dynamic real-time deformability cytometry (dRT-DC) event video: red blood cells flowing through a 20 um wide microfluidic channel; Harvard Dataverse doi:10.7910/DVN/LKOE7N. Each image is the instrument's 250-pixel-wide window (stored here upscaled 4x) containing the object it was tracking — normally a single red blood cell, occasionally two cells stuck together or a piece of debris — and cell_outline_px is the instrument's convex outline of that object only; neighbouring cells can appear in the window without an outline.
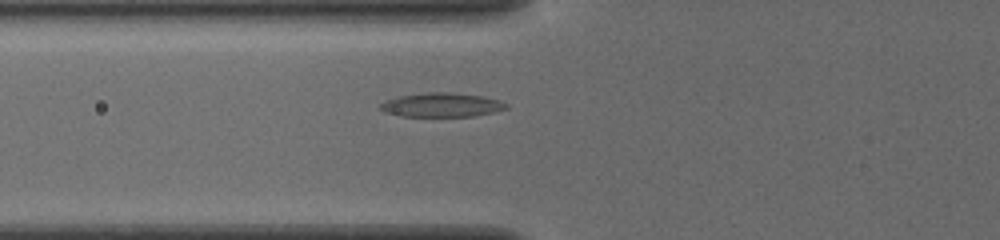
{"species": "common noctule bat (a hibernating species)", "species_latin": "Nyctalus noctula", "temperature_condition": "cold", "stored_images_in_passage": 35, "camera_frame_rate_fps": 3000, "um_per_image_px": 0.085, "animal": {"sex": "female", "body_mass_g": 19.5, "forearm_length_mm": 54.1}, "frame": {"image": 1, "passage_image": 3, "time_ms": 0.667, "image_size_px": [1000, 240], "cell_outline_px": [[508, 108], [492, 112], [472, 116], [400, 116], [384, 112], [380, 108], [380, 104], [388, 100], [400, 96], [424, 92], [448, 92], [480, 96], [500, 100], [508, 104]], "centroid_in_image_um": [37.54, 8.92], "position_along_channel_um": 88.3, "area_um2": 17.46}}
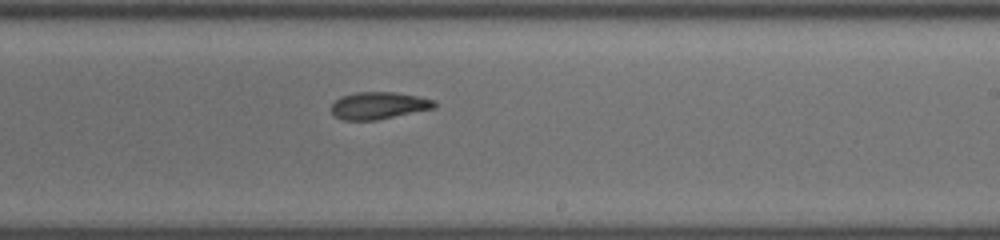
{"frame": {"image": 2, "passage_image": 16, "time_ms": 5.0, "image_size_px": [1000, 240], "cell_outline_px": [[436, 108], [376, 120], [344, 120], [336, 116], [332, 112], [332, 104], [340, 96], [356, 92], [392, 92], [416, 96], [436, 100]], "centroid_in_image_um": [32.2, 8.97], "position_along_channel_um": 256.8, "area_um2": 16.24}}
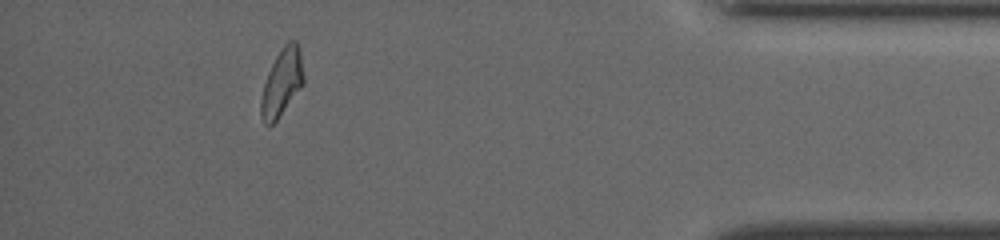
{"frame": {"image": 3, "passage_image": 31, "time_ms": 10.0, "image_size_px": [1000, 240], "cell_outline_px": [[304, 84], [276, 120], [268, 128], [264, 124], [260, 116], [260, 100], [264, 84], [268, 72], [280, 48], [288, 40], [296, 40], [300, 48], [304, 76]], "centroid_in_image_um": [23.96, 7.0], "position_along_channel_um": 411.2, "area_um2": 16.88}, "authors_computed_cell_mechanics": {"area_um2": 16.8776, "velocity_mm_per_s": 3.8891, "shape_relaxation_time_tau1_ms": 3.1709, "shape_relaxation_time_tau2_ms": 3.0933, "deformation_change_tau1": 0.1205, "deformation_change_tau2": 0.0833}}